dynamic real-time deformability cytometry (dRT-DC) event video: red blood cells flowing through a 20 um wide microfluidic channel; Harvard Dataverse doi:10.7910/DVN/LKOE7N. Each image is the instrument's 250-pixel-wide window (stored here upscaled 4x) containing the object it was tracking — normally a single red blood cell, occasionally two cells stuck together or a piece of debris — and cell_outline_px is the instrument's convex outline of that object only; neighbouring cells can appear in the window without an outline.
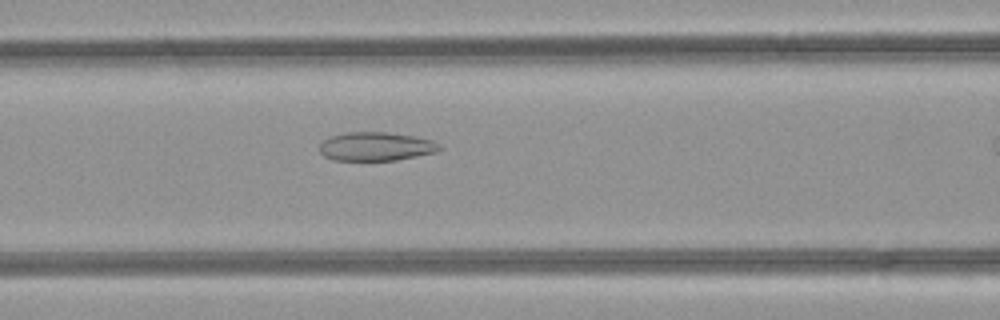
{"species": "common noctule bat (a hibernating species)", "species_latin": "Nyctalus noctula", "temperature_condition": "room temperature", "stored_images_in_passage": 35, "camera_frame_rate_fps": 3000, "um_per_image_px": 0.085, "animal": {"sex": "female", "body_mass_g": 21.9}, "frame": {"image": 1, "passage_image": 16, "time_ms": 5.0, "image_size_px": [1000, 320], "cell_outline_px": [[444, 148], [436, 152], [396, 160], [332, 160], [324, 156], [320, 152], [320, 144], [328, 136], [344, 132], [388, 132], [412, 136], [432, 140]], "centroid_in_image_um": [31.93, 12.44], "position_along_channel_um": 134.7, "area_um2": 20.11}}
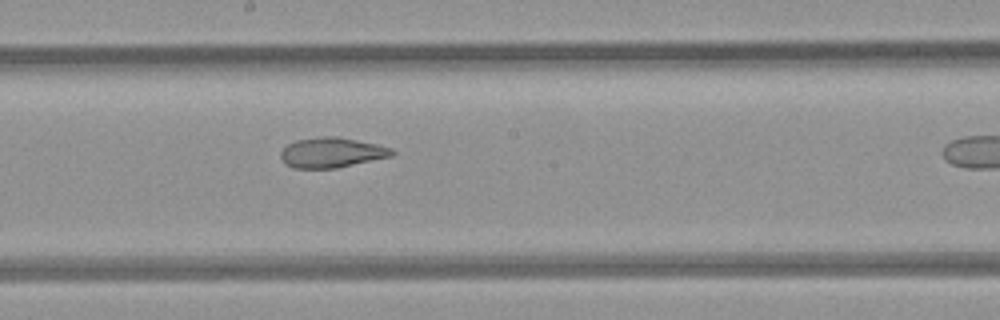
{"frame": {"image": 2, "passage_image": 22, "time_ms": 7.0, "image_size_px": [1000, 320], "cell_outline_px": [[396, 152], [392, 156], [336, 168], [292, 168], [284, 164], [280, 156], [280, 152], [288, 144], [296, 140], [324, 136], [336, 136], [376, 144], [392, 148]], "centroid_in_image_um": [28.17, 12.97], "position_along_channel_um": 220.0, "area_um2": 19.48}}
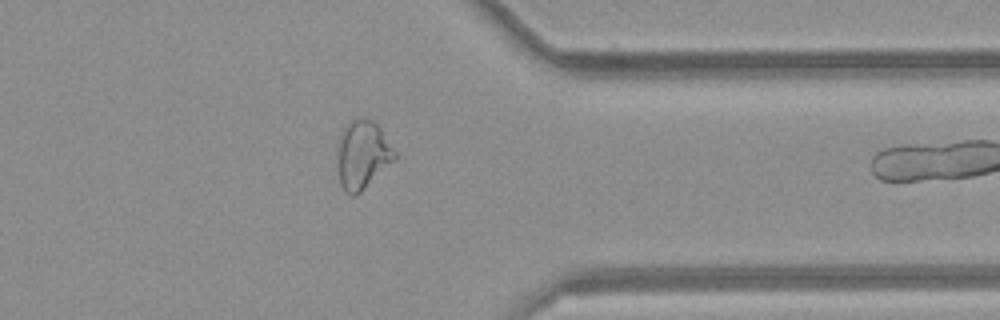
{"frame": {"image": 3, "passage_image": 34, "time_ms": 11.0, "image_size_px": [1000, 320], "cell_outline_px": [[396, 160], [360, 192], [352, 196], [344, 192], [340, 184], [336, 152], [340, 132], [352, 116], [368, 116], [380, 128], [396, 152]], "centroid_in_image_um": [30.79, 13.1], "position_along_channel_um": 380.6, "area_um2": 23.47}}